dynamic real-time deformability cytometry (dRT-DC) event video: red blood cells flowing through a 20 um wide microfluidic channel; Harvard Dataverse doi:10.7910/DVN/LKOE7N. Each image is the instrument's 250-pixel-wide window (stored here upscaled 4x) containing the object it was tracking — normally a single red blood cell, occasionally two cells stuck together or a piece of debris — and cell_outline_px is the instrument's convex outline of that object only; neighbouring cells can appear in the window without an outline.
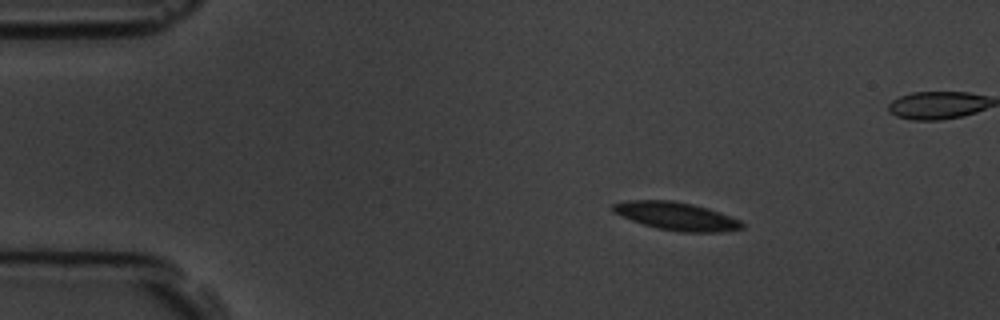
{"species": "common noctule bat (a hibernating species)", "species_latin": "Nyctalus noctula", "temperature_condition": "room temperature", "stored_images_in_passage": 4, "camera_frame_rate_fps": 3000, "um_per_image_px": 0.085, "animal": {"sex": "male", "body_mass_g": 19.5, "forearm_length_mm": 54.6}, "frame": {"image": 1, "passage_image": 1, "time_ms": 0.0, "image_size_px": [1000, 320], "cell_outline_px": [[744, 228], [720, 232], [680, 232], [656, 228], [632, 220], [612, 212], [612, 204], [628, 200], [672, 200], [692, 204], [708, 208], [720, 212], [740, 220], [744, 224]], "centroid_in_image_um": [57.5, 18.37], "position_along_channel_um": 27.5, "area_um2": 21.1}}